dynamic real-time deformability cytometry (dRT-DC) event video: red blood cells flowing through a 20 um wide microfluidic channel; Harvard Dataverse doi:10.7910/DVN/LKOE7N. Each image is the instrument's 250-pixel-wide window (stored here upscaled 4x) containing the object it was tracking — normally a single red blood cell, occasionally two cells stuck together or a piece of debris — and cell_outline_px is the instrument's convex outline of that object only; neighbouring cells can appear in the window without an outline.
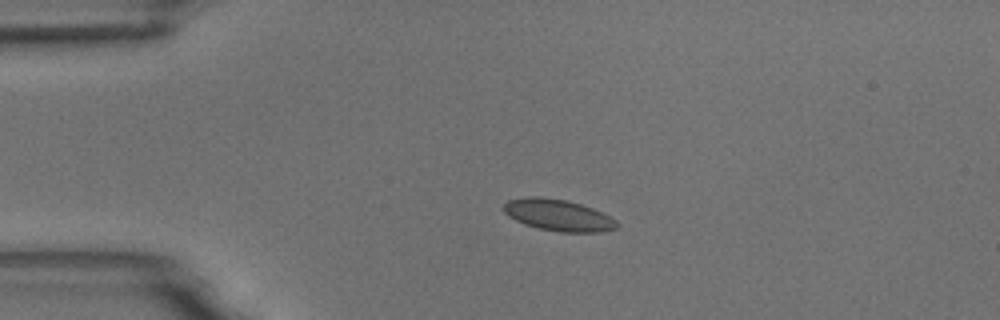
{"species": "common noctule bat (a hibernating species)", "species_latin": "Nyctalus noctula", "temperature_condition": "room temperature", "stored_images_in_passage": 46, "camera_frame_rate_fps": 3000, "um_per_image_px": 0.085, "animal": {"sex": "male", "body_mass_g": 18.8}, "frame": {"image": 1, "passage_image": 1, "time_ms": 0.0, "image_size_px": [1000, 320], "cell_outline_px": [[620, 224], [616, 228], [600, 232], [560, 232], [536, 228], [524, 224], [508, 216], [504, 212], [504, 204], [508, 200], [524, 196], [540, 196], [568, 200], [592, 208], [616, 220]], "centroid_in_image_um": [47.42, 18.28], "position_along_channel_um": 37.6, "area_um2": 20.92}}
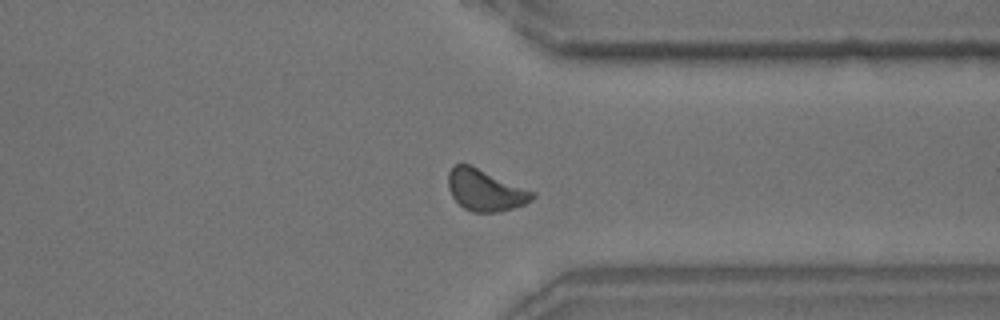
{"frame": {"image": 2, "passage_image": 33, "time_ms": 10.667, "image_size_px": [1000, 320], "cell_outline_px": [[536, 196], [532, 200], [524, 204], [500, 212], [472, 212], [464, 208], [452, 196], [448, 188], [448, 172], [456, 164], [468, 164], [536, 192]], "centroid_in_image_um": [41.26, 16.18], "position_along_channel_um": 370.1, "area_um2": 20.17}}
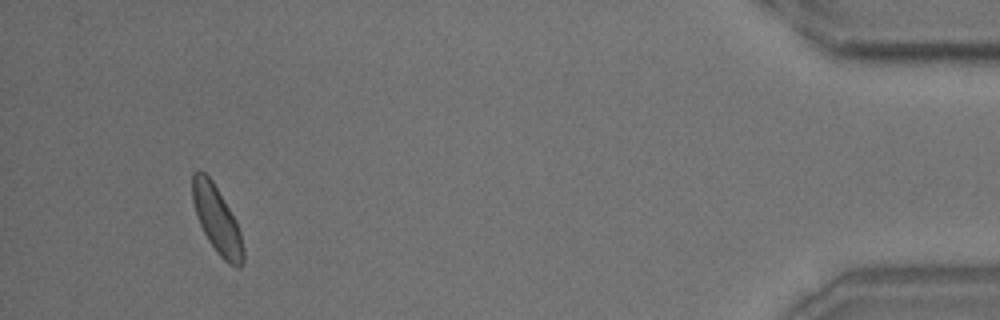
{"frame": {"image": 3, "passage_image": 43, "time_ms": 14.0, "image_size_px": [1000, 320], "cell_outline_px": [[244, 264], [240, 268], [236, 268], [228, 264], [216, 252], [208, 240], [196, 216], [192, 200], [192, 172], [200, 168], [212, 180], [236, 220], [240, 232], [244, 248]], "centroid_in_image_um": [18.44, 18.69], "position_along_channel_um": 416.8, "area_um2": 20.11}, "authors_computed_cell_mechanics": {"area_um2": 19.6231, "velocity_mm_per_s": 3.4438, "shape_relaxation_time_tau1_ms": 6.4969, "shape_relaxation_time_tau2_ms": 1.6896, "deformation_change_tau1": 0.0666, "deformation_change_tau2": 0.0523}}